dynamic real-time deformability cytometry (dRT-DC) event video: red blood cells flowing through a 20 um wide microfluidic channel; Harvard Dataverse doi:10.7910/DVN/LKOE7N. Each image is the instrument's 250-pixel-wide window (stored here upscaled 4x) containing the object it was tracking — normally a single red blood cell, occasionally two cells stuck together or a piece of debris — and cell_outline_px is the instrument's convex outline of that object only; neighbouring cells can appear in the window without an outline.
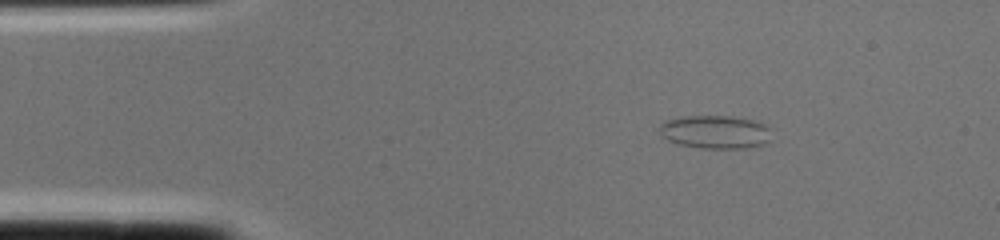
{"species": "common noctule bat (a hibernating species)", "species_latin": "Nyctalus noctula", "temperature_condition": "cold", "stored_images_in_passage": 1, "camera_frame_rate_fps": 3000, "um_per_image_px": 0.085, "animal": {"sex": "female", "body_mass_g": 22.0, "forearm_length_mm": 56.7}, "frame": {"image": 1, "passage_image": 1, "time_ms": 0.0, "image_size_px": [1000, 240], "cell_outline_px": [[772, 140], [764, 144], [748, 148], [700, 148], [676, 144], [660, 136], [656, 128], [664, 120], [680, 116], [732, 116], [752, 120], [764, 124], [768, 128]], "centroid_in_image_um": [60.73, 11.22], "position_along_channel_um": 24.3, "area_um2": 22.2}}